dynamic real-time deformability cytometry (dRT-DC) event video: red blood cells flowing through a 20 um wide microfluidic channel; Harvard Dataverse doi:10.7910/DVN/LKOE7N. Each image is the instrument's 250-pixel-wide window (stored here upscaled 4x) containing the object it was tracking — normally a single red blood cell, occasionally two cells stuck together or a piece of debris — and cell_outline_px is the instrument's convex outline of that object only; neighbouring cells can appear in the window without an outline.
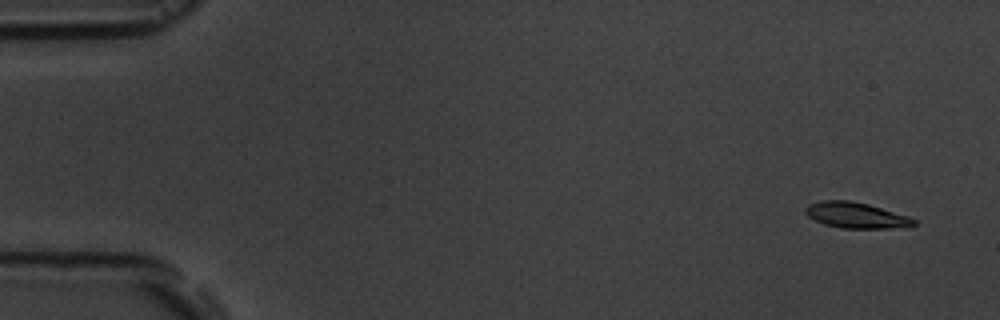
{"species": "common noctule bat (a hibernating species)", "species_latin": "Nyctalus noctula", "temperature_condition": "room temperature", "stored_images_in_passage": 6, "camera_frame_rate_fps": 3000, "um_per_image_px": 0.085, "animal": {"sex": "male", "body_mass_g": 19.5, "forearm_length_mm": 54.6}, "frame": {"image": 1, "passage_image": 1, "time_ms": 0.0, "image_size_px": [1000, 320], "cell_outline_px": [[916, 224], [912, 228], [840, 228], [824, 224], [808, 216], [804, 212], [804, 208], [808, 204], [820, 200], [848, 200], [868, 204], [908, 216], [916, 220]], "centroid_in_image_um": [72.78, 18.3], "position_along_channel_um": 12.2, "area_um2": 16.47}}
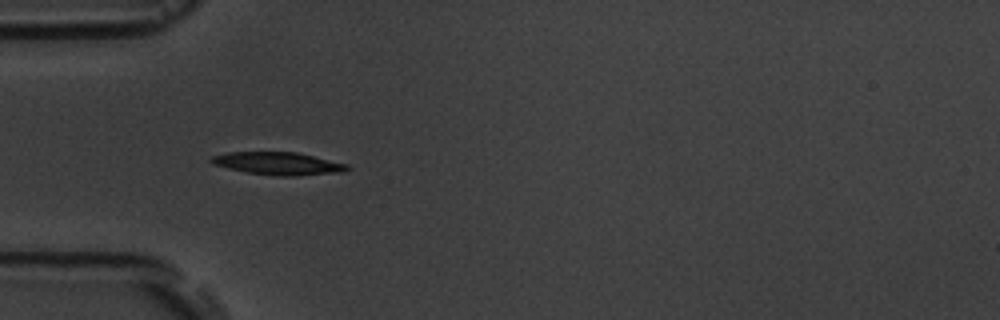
{"frame": {"image": 2, "passage_image": 5, "time_ms": 4.667, "image_size_px": [1000, 320], "cell_outline_px": [[352, 168], [344, 172], [296, 176], [280, 176], [248, 172], [228, 168], [212, 164], [208, 160], [212, 156], [228, 152], [296, 152], [348, 164]], "centroid_in_image_um": [23.67, 13.9], "position_along_channel_um": 61.3, "area_um2": 17.98}}
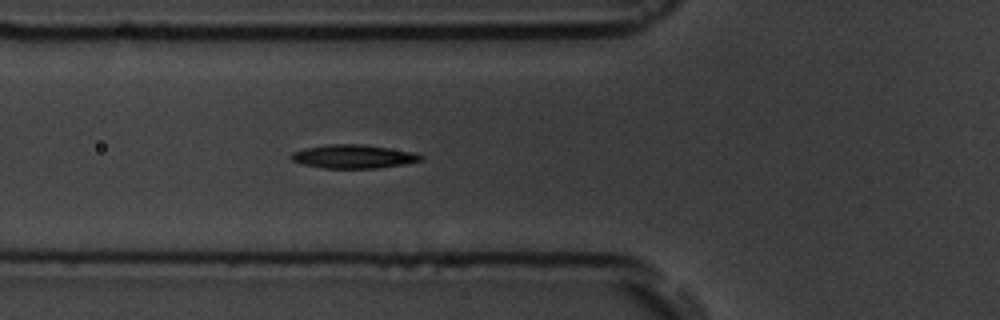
{"frame": {"image": 3, "passage_image": 6, "time_ms": 5.667, "image_size_px": [1000, 320], "cell_outline_px": [[424, 160], [404, 164], [376, 168], [324, 168], [304, 164], [292, 160], [288, 156], [292, 152], [304, 148], [328, 144], [364, 144], [416, 152], [424, 156]], "centroid_in_image_um": [30.07, 13.29], "position_along_channel_um": 95.7, "area_um2": 17.98}}